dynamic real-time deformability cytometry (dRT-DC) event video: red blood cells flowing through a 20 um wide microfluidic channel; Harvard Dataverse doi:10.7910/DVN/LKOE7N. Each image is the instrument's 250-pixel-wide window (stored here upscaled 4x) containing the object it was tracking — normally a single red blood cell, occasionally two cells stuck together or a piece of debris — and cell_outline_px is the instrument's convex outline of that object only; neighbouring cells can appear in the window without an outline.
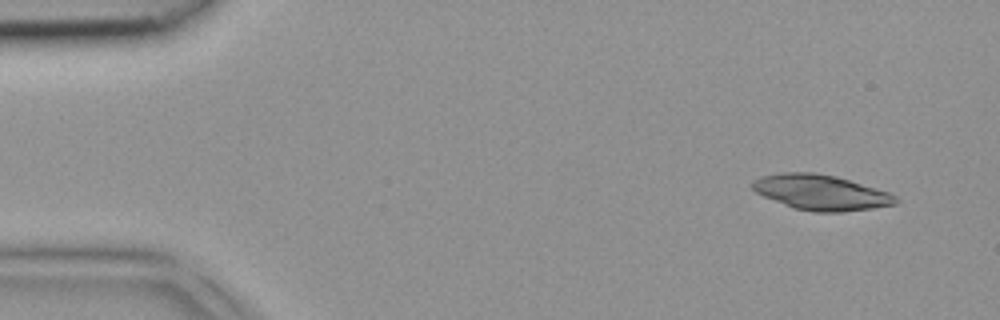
{"species": "common noctule bat (a hibernating species)", "species_latin": "Nyctalus noctula", "temperature_condition": "room temperature", "stored_images_in_passage": 5, "camera_frame_rate_fps": 3000, "um_per_image_px": 0.085, "animal": {"sex": "female", "body_mass_g": 18.4}, "frame": {"image": 1, "passage_image": 1, "time_ms": 0.0, "image_size_px": [1000, 320], "cell_outline_px": [[900, 200], [896, 204], [872, 208], [840, 212], [812, 212], [796, 208], [764, 196], [756, 192], [752, 188], [752, 180], [760, 176], [780, 172], [816, 172], [836, 176], [888, 192], [896, 196]], "centroid_in_image_um": [69.77, 16.34], "position_along_channel_um": 15.2, "area_um2": 29.3}}